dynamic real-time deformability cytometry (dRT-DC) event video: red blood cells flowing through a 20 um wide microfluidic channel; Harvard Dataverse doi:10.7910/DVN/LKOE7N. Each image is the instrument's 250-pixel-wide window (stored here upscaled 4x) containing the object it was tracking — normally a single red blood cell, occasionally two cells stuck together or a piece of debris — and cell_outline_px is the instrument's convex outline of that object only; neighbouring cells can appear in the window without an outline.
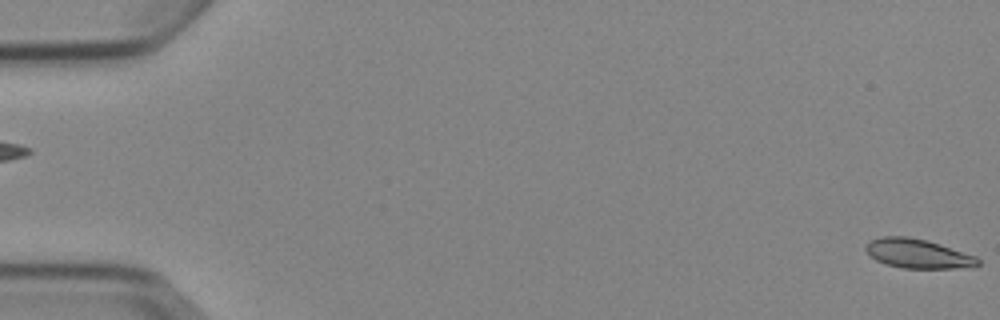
{"species": "Egyptian fruit bat (a non-hibernating species)", "species_latin": "Rousettus aegyptiacus", "temperature_condition": "cold", "stored_images_in_passage": 6, "segment_of_instrument_passage": [2, 2], "camera_frame_rate_fps": 3000, "um_per_image_px": 0.085, "animal": {"sex": "female"}, "frame": {"image": 1, "passage_image": 6, "time_ms": 6.0, "image_size_px": [1000, 320], "cell_outline_px": [[980, 264], [972, 268], [904, 268], [884, 264], [876, 260], [864, 248], [872, 240], [884, 236], [908, 236], [928, 240], [976, 256], [980, 260]], "centroid_in_image_um": [78.07, 21.56], "position_along_channel_um": 6.9, "area_um2": 19.13}}